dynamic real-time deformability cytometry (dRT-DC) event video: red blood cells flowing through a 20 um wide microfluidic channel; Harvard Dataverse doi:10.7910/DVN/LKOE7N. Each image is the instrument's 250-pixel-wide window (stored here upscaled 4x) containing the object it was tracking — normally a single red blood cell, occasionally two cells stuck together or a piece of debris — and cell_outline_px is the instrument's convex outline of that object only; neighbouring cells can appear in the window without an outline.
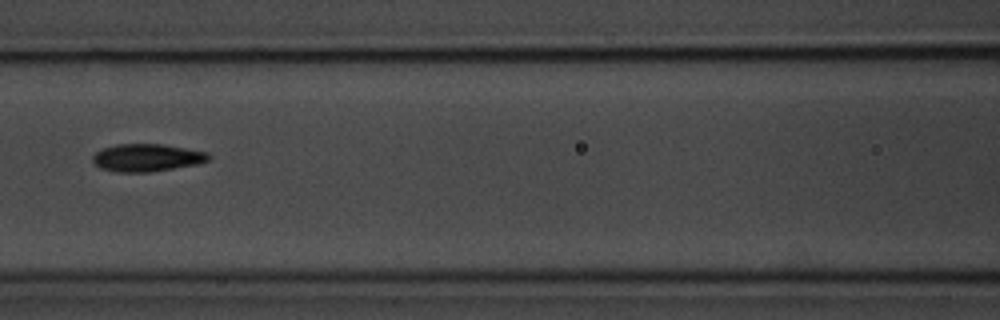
{"species": "common noctule bat (a hibernating species)", "species_latin": "Nyctalus noctula", "temperature_condition": "room temperature", "stored_images_in_passage": 7, "camera_frame_rate_fps": 3000, "um_per_image_px": 0.085, "animal": {"sex": "male", "body_mass_g": 20.1, "forearm_length_mm": 53.5}, "frame": {"image": 1, "passage_image": 4, "time_ms": 4.333, "image_size_px": [1000, 320], "cell_outline_px": [[212, 156], [208, 160], [196, 164], [148, 172], [116, 172], [100, 168], [92, 160], [92, 156], [96, 152], [104, 148], [116, 144], [160, 144], [208, 152]], "centroid_in_image_um": [12.46, 13.4], "position_along_channel_um": 154.1, "area_um2": 18.44}}
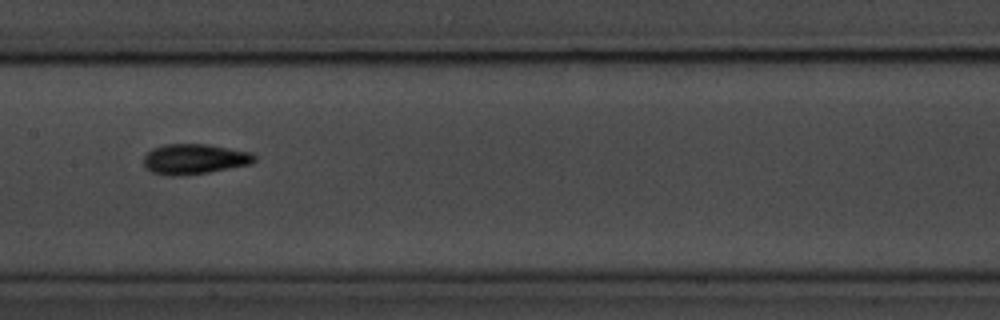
{"frame": {"image": 2, "passage_image": 5, "time_ms": 5.333, "image_size_px": [1000, 320], "cell_outline_px": [[256, 160], [252, 164], [208, 172], [176, 176], [172, 176], [152, 172], [144, 164], [144, 156], [152, 148], [164, 144], [204, 144], [252, 152], [256, 156]], "centroid_in_image_um": [16.55, 13.51], "position_along_channel_um": 190.9, "area_um2": 19.42}}
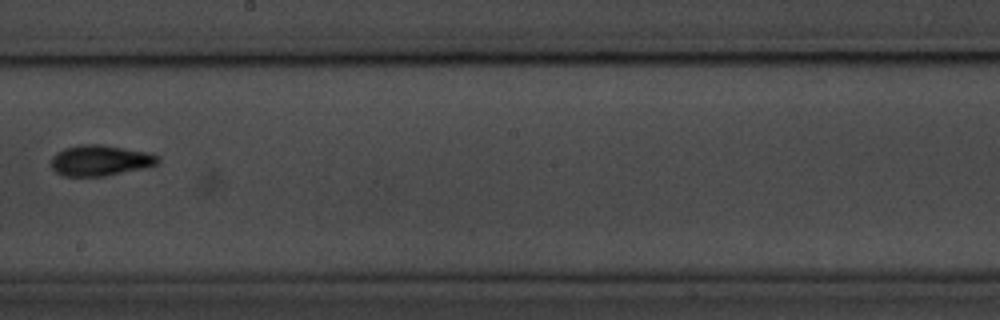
{"frame": {"image": 3, "passage_image": 6, "time_ms": 6.667, "image_size_px": [1000, 320], "cell_outline_px": [[160, 160], [156, 164], [148, 168], [104, 176], [64, 176], [56, 172], [52, 168], [52, 156], [56, 152], [64, 148], [80, 144], [104, 144], [152, 152], [160, 156]], "centroid_in_image_um": [8.58, 13.62], "position_along_channel_um": 239.6, "area_um2": 19.59}}